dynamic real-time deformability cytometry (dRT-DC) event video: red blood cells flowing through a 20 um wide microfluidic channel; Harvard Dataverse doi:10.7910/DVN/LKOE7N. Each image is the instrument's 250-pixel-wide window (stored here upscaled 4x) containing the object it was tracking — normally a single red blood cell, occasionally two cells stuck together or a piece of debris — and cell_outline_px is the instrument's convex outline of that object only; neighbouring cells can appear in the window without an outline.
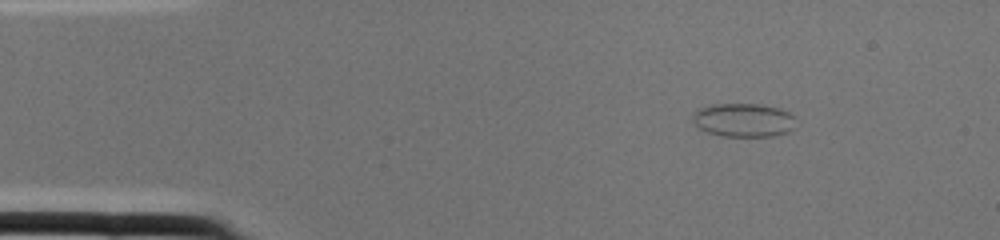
{"species": "common noctule bat (a hibernating species)", "species_latin": "Nyctalus noctula", "temperature_condition": "cold", "stored_images_in_passage": 1, "camera_frame_rate_fps": 3000, "um_per_image_px": 0.085, "animal": {"sex": "female", "body_mass_g": 22.0, "forearm_length_mm": 56.7}, "frame": {"image": 1, "passage_image": 1, "time_ms": 0.0, "image_size_px": [1000, 240], "cell_outline_px": [[796, 116], [792, 128], [788, 132], [772, 136], [724, 136], [708, 132], [692, 124], [692, 116], [700, 108], [712, 104], [760, 104], [780, 108]], "centroid_in_image_um": [63.2, 10.2], "position_along_channel_um": 21.8, "area_um2": 20.23}}